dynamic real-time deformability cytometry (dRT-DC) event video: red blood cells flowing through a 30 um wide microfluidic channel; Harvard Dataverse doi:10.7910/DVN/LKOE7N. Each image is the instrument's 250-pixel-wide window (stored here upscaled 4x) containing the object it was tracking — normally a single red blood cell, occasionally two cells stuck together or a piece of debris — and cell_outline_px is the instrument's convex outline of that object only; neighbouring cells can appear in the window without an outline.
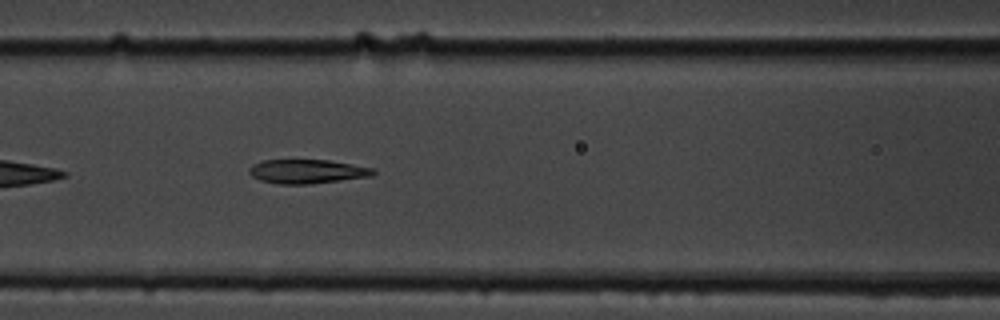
{"species": "common noctule bat (a hibernating species)", "species_latin": "Nyctalus noctula", "temperature_condition": "cold", "stored_images_in_passage": 5, "camera_frame_rate_fps": 3000, "um_per_image_px": 0.085, "animal": {"sex": "male", "body_mass_g": 19.5, "forearm_length_mm": 54.6}, "frame": {"image": 1, "passage_image": 5, "time_ms": 4.667, "image_size_px": [1000, 320], "cell_outline_px": [[376, 172], [372, 176], [308, 184], [276, 184], [260, 180], [252, 176], [248, 172], [248, 168], [252, 164], [264, 160], [328, 160], [376, 168]], "centroid_in_image_um": [26.1, 14.57], "position_along_channel_um": 140.5, "area_um2": 17.46}}